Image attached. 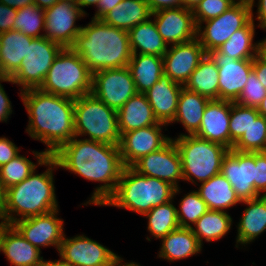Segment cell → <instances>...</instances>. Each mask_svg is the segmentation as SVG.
Listing matches in <instances>:
<instances>
[{
	"label": "cell",
	"mask_w": 266,
	"mask_h": 266,
	"mask_svg": "<svg viewBox=\"0 0 266 266\" xmlns=\"http://www.w3.org/2000/svg\"><path fill=\"white\" fill-rule=\"evenodd\" d=\"M123 258H119L116 262H115V264L113 265V266H141V265H139V264H137V263H135V262H126V263H122L123 262Z\"/></svg>",
	"instance_id": "60"
},
{
	"label": "cell",
	"mask_w": 266,
	"mask_h": 266,
	"mask_svg": "<svg viewBox=\"0 0 266 266\" xmlns=\"http://www.w3.org/2000/svg\"><path fill=\"white\" fill-rule=\"evenodd\" d=\"M118 129L120 135L129 131L158 124L151 105L143 93L132 96L117 111Z\"/></svg>",
	"instance_id": "25"
},
{
	"label": "cell",
	"mask_w": 266,
	"mask_h": 266,
	"mask_svg": "<svg viewBox=\"0 0 266 266\" xmlns=\"http://www.w3.org/2000/svg\"><path fill=\"white\" fill-rule=\"evenodd\" d=\"M62 49L61 45L48 40L45 36L34 38L28 45L26 57L21 61L19 69L10 77L13 84L21 86L20 92L39 88Z\"/></svg>",
	"instance_id": "9"
},
{
	"label": "cell",
	"mask_w": 266,
	"mask_h": 266,
	"mask_svg": "<svg viewBox=\"0 0 266 266\" xmlns=\"http://www.w3.org/2000/svg\"><path fill=\"white\" fill-rule=\"evenodd\" d=\"M215 62L219 72V100L235 102L248 81L253 69V59L236 60L211 50L207 53Z\"/></svg>",
	"instance_id": "18"
},
{
	"label": "cell",
	"mask_w": 266,
	"mask_h": 266,
	"mask_svg": "<svg viewBox=\"0 0 266 266\" xmlns=\"http://www.w3.org/2000/svg\"><path fill=\"white\" fill-rule=\"evenodd\" d=\"M184 87L209 100H219L218 67L208 54L191 73L190 79Z\"/></svg>",
	"instance_id": "33"
},
{
	"label": "cell",
	"mask_w": 266,
	"mask_h": 266,
	"mask_svg": "<svg viewBox=\"0 0 266 266\" xmlns=\"http://www.w3.org/2000/svg\"><path fill=\"white\" fill-rule=\"evenodd\" d=\"M57 1H64V2H72V3H76V0H57Z\"/></svg>",
	"instance_id": "62"
},
{
	"label": "cell",
	"mask_w": 266,
	"mask_h": 266,
	"mask_svg": "<svg viewBox=\"0 0 266 266\" xmlns=\"http://www.w3.org/2000/svg\"><path fill=\"white\" fill-rule=\"evenodd\" d=\"M262 152L266 153V144H265V147H264Z\"/></svg>",
	"instance_id": "64"
},
{
	"label": "cell",
	"mask_w": 266,
	"mask_h": 266,
	"mask_svg": "<svg viewBox=\"0 0 266 266\" xmlns=\"http://www.w3.org/2000/svg\"><path fill=\"white\" fill-rule=\"evenodd\" d=\"M2 82H13L10 77H0V122H7L13 110L11 105L12 103L1 84Z\"/></svg>",
	"instance_id": "47"
},
{
	"label": "cell",
	"mask_w": 266,
	"mask_h": 266,
	"mask_svg": "<svg viewBox=\"0 0 266 266\" xmlns=\"http://www.w3.org/2000/svg\"><path fill=\"white\" fill-rule=\"evenodd\" d=\"M17 9L11 8L0 2V33L14 29Z\"/></svg>",
	"instance_id": "45"
},
{
	"label": "cell",
	"mask_w": 266,
	"mask_h": 266,
	"mask_svg": "<svg viewBox=\"0 0 266 266\" xmlns=\"http://www.w3.org/2000/svg\"><path fill=\"white\" fill-rule=\"evenodd\" d=\"M196 191L206 202L208 210L224 211L241 203L232 185L221 173L201 183Z\"/></svg>",
	"instance_id": "28"
},
{
	"label": "cell",
	"mask_w": 266,
	"mask_h": 266,
	"mask_svg": "<svg viewBox=\"0 0 266 266\" xmlns=\"http://www.w3.org/2000/svg\"><path fill=\"white\" fill-rule=\"evenodd\" d=\"M226 211L208 210L196 221L195 228H191L202 246L203 239H205V242L217 241L229 232L233 222Z\"/></svg>",
	"instance_id": "34"
},
{
	"label": "cell",
	"mask_w": 266,
	"mask_h": 266,
	"mask_svg": "<svg viewBox=\"0 0 266 266\" xmlns=\"http://www.w3.org/2000/svg\"><path fill=\"white\" fill-rule=\"evenodd\" d=\"M253 70L255 71L260 83L266 89V63L260 61L257 57H255L253 59Z\"/></svg>",
	"instance_id": "50"
},
{
	"label": "cell",
	"mask_w": 266,
	"mask_h": 266,
	"mask_svg": "<svg viewBox=\"0 0 266 266\" xmlns=\"http://www.w3.org/2000/svg\"><path fill=\"white\" fill-rule=\"evenodd\" d=\"M206 54L197 38L190 42L170 45V49L168 48L163 56V74L169 76L173 82L185 86L191 73Z\"/></svg>",
	"instance_id": "20"
},
{
	"label": "cell",
	"mask_w": 266,
	"mask_h": 266,
	"mask_svg": "<svg viewBox=\"0 0 266 266\" xmlns=\"http://www.w3.org/2000/svg\"><path fill=\"white\" fill-rule=\"evenodd\" d=\"M180 190L161 179L142 175L132 167H124L115 192L102 206L124 208L143 216L153 207L171 201Z\"/></svg>",
	"instance_id": "5"
},
{
	"label": "cell",
	"mask_w": 266,
	"mask_h": 266,
	"mask_svg": "<svg viewBox=\"0 0 266 266\" xmlns=\"http://www.w3.org/2000/svg\"><path fill=\"white\" fill-rule=\"evenodd\" d=\"M33 2L34 5L38 6L42 10H46L57 3V0H33Z\"/></svg>",
	"instance_id": "55"
},
{
	"label": "cell",
	"mask_w": 266,
	"mask_h": 266,
	"mask_svg": "<svg viewBox=\"0 0 266 266\" xmlns=\"http://www.w3.org/2000/svg\"><path fill=\"white\" fill-rule=\"evenodd\" d=\"M265 97L266 89L260 83L255 71L252 69L243 91L235 102L245 107L258 108Z\"/></svg>",
	"instance_id": "43"
},
{
	"label": "cell",
	"mask_w": 266,
	"mask_h": 266,
	"mask_svg": "<svg viewBox=\"0 0 266 266\" xmlns=\"http://www.w3.org/2000/svg\"><path fill=\"white\" fill-rule=\"evenodd\" d=\"M33 39L14 29L1 33L0 77H11L19 69Z\"/></svg>",
	"instance_id": "26"
},
{
	"label": "cell",
	"mask_w": 266,
	"mask_h": 266,
	"mask_svg": "<svg viewBox=\"0 0 266 266\" xmlns=\"http://www.w3.org/2000/svg\"><path fill=\"white\" fill-rule=\"evenodd\" d=\"M75 136H88L87 140L119 146L121 135L118 129L117 111L108 107L92 93L75 99Z\"/></svg>",
	"instance_id": "8"
},
{
	"label": "cell",
	"mask_w": 266,
	"mask_h": 266,
	"mask_svg": "<svg viewBox=\"0 0 266 266\" xmlns=\"http://www.w3.org/2000/svg\"><path fill=\"white\" fill-rule=\"evenodd\" d=\"M255 168V152L231 149L223 157L220 173L232 185L241 201L262 196L255 190Z\"/></svg>",
	"instance_id": "13"
},
{
	"label": "cell",
	"mask_w": 266,
	"mask_h": 266,
	"mask_svg": "<svg viewBox=\"0 0 266 266\" xmlns=\"http://www.w3.org/2000/svg\"><path fill=\"white\" fill-rule=\"evenodd\" d=\"M151 15L146 0H122L102 20L110 26L129 31L147 21Z\"/></svg>",
	"instance_id": "30"
},
{
	"label": "cell",
	"mask_w": 266,
	"mask_h": 266,
	"mask_svg": "<svg viewBox=\"0 0 266 266\" xmlns=\"http://www.w3.org/2000/svg\"><path fill=\"white\" fill-rule=\"evenodd\" d=\"M1 47H2V44H1V33H0V51H1Z\"/></svg>",
	"instance_id": "63"
},
{
	"label": "cell",
	"mask_w": 266,
	"mask_h": 266,
	"mask_svg": "<svg viewBox=\"0 0 266 266\" xmlns=\"http://www.w3.org/2000/svg\"><path fill=\"white\" fill-rule=\"evenodd\" d=\"M257 108L245 107L230 101V150L233 144L247 131L250 126V116H259Z\"/></svg>",
	"instance_id": "41"
},
{
	"label": "cell",
	"mask_w": 266,
	"mask_h": 266,
	"mask_svg": "<svg viewBox=\"0 0 266 266\" xmlns=\"http://www.w3.org/2000/svg\"><path fill=\"white\" fill-rule=\"evenodd\" d=\"M51 156L56 160L58 167L86 180L104 183L95 188L91 198L83 205L102 206L115 192L124 168L119 146L77 139V136Z\"/></svg>",
	"instance_id": "1"
},
{
	"label": "cell",
	"mask_w": 266,
	"mask_h": 266,
	"mask_svg": "<svg viewBox=\"0 0 266 266\" xmlns=\"http://www.w3.org/2000/svg\"><path fill=\"white\" fill-rule=\"evenodd\" d=\"M260 115L266 118V97L261 101L260 105L257 108Z\"/></svg>",
	"instance_id": "59"
},
{
	"label": "cell",
	"mask_w": 266,
	"mask_h": 266,
	"mask_svg": "<svg viewBox=\"0 0 266 266\" xmlns=\"http://www.w3.org/2000/svg\"><path fill=\"white\" fill-rule=\"evenodd\" d=\"M93 74L103 69L128 66L132 57L128 31L91 19L71 47Z\"/></svg>",
	"instance_id": "3"
},
{
	"label": "cell",
	"mask_w": 266,
	"mask_h": 266,
	"mask_svg": "<svg viewBox=\"0 0 266 266\" xmlns=\"http://www.w3.org/2000/svg\"><path fill=\"white\" fill-rule=\"evenodd\" d=\"M152 13L170 8L181 7V0H146Z\"/></svg>",
	"instance_id": "48"
},
{
	"label": "cell",
	"mask_w": 266,
	"mask_h": 266,
	"mask_svg": "<svg viewBox=\"0 0 266 266\" xmlns=\"http://www.w3.org/2000/svg\"><path fill=\"white\" fill-rule=\"evenodd\" d=\"M100 0H76V4L77 6L80 8V10L87 15V13L83 10L84 7H88V6H96L97 3Z\"/></svg>",
	"instance_id": "56"
},
{
	"label": "cell",
	"mask_w": 266,
	"mask_h": 266,
	"mask_svg": "<svg viewBox=\"0 0 266 266\" xmlns=\"http://www.w3.org/2000/svg\"><path fill=\"white\" fill-rule=\"evenodd\" d=\"M236 2L235 0H201L193 10L196 26L220 16Z\"/></svg>",
	"instance_id": "42"
},
{
	"label": "cell",
	"mask_w": 266,
	"mask_h": 266,
	"mask_svg": "<svg viewBox=\"0 0 266 266\" xmlns=\"http://www.w3.org/2000/svg\"><path fill=\"white\" fill-rule=\"evenodd\" d=\"M236 1V0H235ZM237 2H247L250 3L251 5V19H253L254 14H253V7L255 5V1L254 0H237Z\"/></svg>",
	"instance_id": "61"
},
{
	"label": "cell",
	"mask_w": 266,
	"mask_h": 266,
	"mask_svg": "<svg viewBox=\"0 0 266 266\" xmlns=\"http://www.w3.org/2000/svg\"><path fill=\"white\" fill-rule=\"evenodd\" d=\"M37 159V164L19 154L8 163L0 167V179L5 189L24 181L37 166H43V161L48 157L45 151H32Z\"/></svg>",
	"instance_id": "36"
},
{
	"label": "cell",
	"mask_w": 266,
	"mask_h": 266,
	"mask_svg": "<svg viewBox=\"0 0 266 266\" xmlns=\"http://www.w3.org/2000/svg\"><path fill=\"white\" fill-rule=\"evenodd\" d=\"M131 167L142 175L168 182L175 189L183 180L181 157L172 139L160 150L141 157Z\"/></svg>",
	"instance_id": "15"
},
{
	"label": "cell",
	"mask_w": 266,
	"mask_h": 266,
	"mask_svg": "<svg viewBox=\"0 0 266 266\" xmlns=\"http://www.w3.org/2000/svg\"><path fill=\"white\" fill-rule=\"evenodd\" d=\"M0 2L15 9H20L25 6L34 4L33 0H0Z\"/></svg>",
	"instance_id": "52"
},
{
	"label": "cell",
	"mask_w": 266,
	"mask_h": 266,
	"mask_svg": "<svg viewBox=\"0 0 266 266\" xmlns=\"http://www.w3.org/2000/svg\"><path fill=\"white\" fill-rule=\"evenodd\" d=\"M171 139L181 157L183 181L198 185L196 182L203 183L220 174L222 160L228 153V148L186 133Z\"/></svg>",
	"instance_id": "6"
},
{
	"label": "cell",
	"mask_w": 266,
	"mask_h": 266,
	"mask_svg": "<svg viewBox=\"0 0 266 266\" xmlns=\"http://www.w3.org/2000/svg\"><path fill=\"white\" fill-rule=\"evenodd\" d=\"M257 5V18L255 20L259 21L258 27L266 31V0H258Z\"/></svg>",
	"instance_id": "51"
},
{
	"label": "cell",
	"mask_w": 266,
	"mask_h": 266,
	"mask_svg": "<svg viewBox=\"0 0 266 266\" xmlns=\"http://www.w3.org/2000/svg\"><path fill=\"white\" fill-rule=\"evenodd\" d=\"M255 165V190L266 196V153L255 152Z\"/></svg>",
	"instance_id": "44"
},
{
	"label": "cell",
	"mask_w": 266,
	"mask_h": 266,
	"mask_svg": "<svg viewBox=\"0 0 266 266\" xmlns=\"http://www.w3.org/2000/svg\"><path fill=\"white\" fill-rule=\"evenodd\" d=\"M209 101L206 97L183 87L178 98L177 112L171 123L180 122L187 131L186 135H195Z\"/></svg>",
	"instance_id": "29"
},
{
	"label": "cell",
	"mask_w": 266,
	"mask_h": 266,
	"mask_svg": "<svg viewBox=\"0 0 266 266\" xmlns=\"http://www.w3.org/2000/svg\"><path fill=\"white\" fill-rule=\"evenodd\" d=\"M156 28L167 45L182 44L197 38L193 11L185 7L163 9L152 13Z\"/></svg>",
	"instance_id": "19"
},
{
	"label": "cell",
	"mask_w": 266,
	"mask_h": 266,
	"mask_svg": "<svg viewBox=\"0 0 266 266\" xmlns=\"http://www.w3.org/2000/svg\"><path fill=\"white\" fill-rule=\"evenodd\" d=\"M19 95L29 117L26 132L32 139L45 143L48 156L75 136L74 99L39 88L23 90Z\"/></svg>",
	"instance_id": "2"
},
{
	"label": "cell",
	"mask_w": 266,
	"mask_h": 266,
	"mask_svg": "<svg viewBox=\"0 0 266 266\" xmlns=\"http://www.w3.org/2000/svg\"><path fill=\"white\" fill-rule=\"evenodd\" d=\"M250 20V3L236 2L220 16L201 22L197 26V39L206 53L217 50L234 32L243 28ZM204 23L205 26L202 25Z\"/></svg>",
	"instance_id": "10"
},
{
	"label": "cell",
	"mask_w": 266,
	"mask_h": 266,
	"mask_svg": "<svg viewBox=\"0 0 266 266\" xmlns=\"http://www.w3.org/2000/svg\"><path fill=\"white\" fill-rule=\"evenodd\" d=\"M0 251L12 266H39L41 250L28 242L11 224L0 222Z\"/></svg>",
	"instance_id": "22"
},
{
	"label": "cell",
	"mask_w": 266,
	"mask_h": 266,
	"mask_svg": "<svg viewBox=\"0 0 266 266\" xmlns=\"http://www.w3.org/2000/svg\"><path fill=\"white\" fill-rule=\"evenodd\" d=\"M248 205L237 224L236 247L246 246L266 231V196L242 200Z\"/></svg>",
	"instance_id": "24"
},
{
	"label": "cell",
	"mask_w": 266,
	"mask_h": 266,
	"mask_svg": "<svg viewBox=\"0 0 266 266\" xmlns=\"http://www.w3.org/2000/svg\"><path fill=\"white\" fill-rule=\"evenodd\" d=\"M166 124L159 122L156 125L135 129L121 136L119 148L124 167H131L141 157L156 152L165 146L171 138L162 134Z\"/></svg>",
	"instance_id": "17"
},
{
	"label": "cell",
	"mask_w": 266,
	"mask_h": 266,
	"mask_svg": "<svg viewBox=\"0 0 266 266\" xmlns=\"http://www.w3.org/2000/svg\"><path fill=\"white\" fill-rule=\"evenodd\" d=\"M121 1L122 0H100L96 5L97 11L93 16V19H102Z\"/></svg>",
	"instance_id": "49"
},
{
	"label": "cell",
	"mask_w": 266,
	"mask_h": 266,
	"mask_svg": "<svg viewBox=\"0 0 266 266\" xmlns=\"http://www.w3.org/2000/svg\"><path fill=\"white\" fill-rule=\"evenodd\" d=\"M39 89L75 100L91 93L92 73L78 53L72 48H63Z\"/></svg>",
	"instance_id": "7"
},
{
	"label": "cell",
	"mask_w": 266,
	"mask_h": 266,
	"mask_svg": "<svg viewBox=\"0 0 266 266\" xmlns=\"http://www.w3.org/2000/svg\"><path fill=\"white\" fill-rule=\"evenodd\" d=\"M201 0H181V7L194 10Z\"/></svg>",
	"instance_id": "58"
},
{
	"label": "cell",
	"mask_w": 266,
	"mask_h": 266,
	"mask_svg": "<svg viewBox=\"0 0 266 266\" xmlns=\"http://www.w3.org/2000/svg\"><path fill=\"white\" fill-rule=\"evenodd\" d=\"M39 266H76L74 264H70L69 262L64 261L61 257L59 260H42Z\"/></svg>",
	"instance_id": "54"
},
{
	"label": "cell",
	"mask_w": 266,
	"mask_h": 266,
	"mask_svg": "<svg viewBox=\"0 0 266 266\" xmlns=\"http://www.w3.org/2000/svg\"><path fill=\"white\" fill-rule=\"evenodd\" d=\"M176 211L179 226L192 228V225L208 211V208L206 202L199 196L198 192L193 190L184 195Z\"/></svg>",
	"instance_id": "40"
},
{
	"label": "cell",
	"mask_w": 266,
	"mask_h": 266,
	"mask_svg": "<svg viewBox=\"0 0 266 266\" xmlns=\"http://www.w3.org/2000/svg\"><path fill=\"white\" fill-rule=\"evenodd\" d=\"M20 149L8 138L0 137V167L19 155Z\"/></svg>",
	"instance_id": "46"
},
{
	"label": "cell",
	"mask_w": 266,
	"mask_h": 266,
	"mask_svg": "<svg viewBox=\"0 0 266 266\" xmlns=\"http://www.w3.org/2000/svg\"><path fill=\"white\" fill-rule=\"evenodd\" d=\"M58 253L64 261L76 266H113L120 258L106 246L85 235L72 238L64 236Z\"/></svg>",
	"instance_id": "14"
},
{
	"label": "cell",
	"mask_w": 266,
	"mask_h": 266,
	"mask_svg": "<svg viewBox=\"0 0 266 266\" xmlns=\"http://www.w3.org/2000/svg\"><path fill=\"white\" fill-rule=\"evenodd\" d=\"M43 165L48 166L43 173L36 174L35 169L24 181L6 189L2 223L12 225L17 220L58 209L53 170L59 167L52 156Z\"/></svg>",
	"instance_id": "4"
},
{
	"label": "cell",
	"mask_w": 266,
	"mask_h": 266,
	"mask_svg": "<svg viewBox=\"0 0 266 266\" xmlns=\"http://www.w3.org/2000/svg\"><path fill=\"white\" fill-rule=\"evenodd\" d=\"M183 87V85L173 82L169 76L163 74L144 93L158 122L168 126L174 120L177 112L179 94Z\"/></svg>",
	"instance_id": "23"
},
{
	"label": "cell",
	"mask_w": 266,
	"mask_h": 266,
	"mask_svg": "<svg viewBox=\"0 0 266 266\" xmlns=\"http://www.w3.org/2000/svg\"><path fill=\"white\" fill-rule=\"evenodd\" d=\"M230 101L210 100L195 136L221 144L230 150Z\"/></svg>",
	"instance_id": "21"
},
{
	"label": "cell",
	"mask_w": 266,
	"mask_h": 266,
	"mask_svg": "<svg viewBox=\"0 0 266 266\" xmlns=\"http://www.w3.org/2000/svg\"><path fill=\"white\" fill-rule=\"evenodd\" d=\"M44 36L63 48H71L82 26H76L77 19L86 16L76 3L57 1L52 7L44 10Z\"/></svg>",
	"instance_id": "12"
},
{
	"label": "cell",
	"mask_w": 266,
	"mask_h": 266,
	"mask_svg": "<svg viewBox=\"0 0 266 266\" xmlns=\"http://www.w3.org/2000/svg\"><path fill=\"white\" fill-rule=\"evenodd\" d=\"M172 202L173 200L153 207L143 215L148 219V231L156 239H161L169 232L180 227L177 218V208Z\"/></svg>",
	"instance_id": "37"
},
{
	"label": "cell",
	"mask_w": 266,
	"mask_h": 266,
	"mask_svg": "<svg viewBox=\"0 0 266 266\" xmlns=\"http://www.w3.org/2000/svg\"><path fill=\"white\" fill-rule=\"evenodd\" d=\"M138 93L147 92L163 75V57L132 54L128 63Z\"/></svg>",
	"instance_id": "32"
},
{
	"label": "cell",
	"mask_w": 266,
	"mask_h": 266,
	"mask_svg": "<svg viewBox=\"0 0 266 266\" xmlns=\"http://www.w3.org/2000/svg\"><path fill=\"white\" fill-rule=\"evenodd\" d=\"M5 194H6V189L4 188L2 181L0 179V220H1V223H2V218H3L4 204H5Z\"/></svg>",
	"instance_id": "57"
},
{
	"label": "cell",
	"mask_w": 266,
	"mask_h": 266,
	"mask_svg": "<svg viewBox=\"0 0 266 266\" xmlns=\"http://www.w3.org/2000/svg\"><path fill=\"white\" fill-rule=\"evenodd\" d=\"M162 246L158 258L170 262L185 259L202 251V245L191 228L179 227L161 238Z\"/></svg>",
	"instance_id": "27"
},
{
	"label": "cell",
	"mask_w": 266,
	"mask_h": 266,
	"mask_svg": "<svg viewBox=\"0 0 266 266\" xmlns=\"http://www.w3.org/2000/svg\"><path fill=\"white\" fill-rule=\"evenodd\" d=\"M132 54H149L163 57L168 45L159 34L154 20L136 25L128 31Z\"/></svg>",
	"instance_id": "31"
},
{
	"label": "cell",
	"mask_w": 266,
	"mask_h": 266,
	"mask_svg": "<svg viewBox=\"0 0 266 266\" xmlns=\"http://www.w3.org/2000/svg\"><path fill=\"white\" fill-rule=\"evenodd\" d=\"M14 30L32 38L44 37V34H40L41 30H45L44 10L34 4L17 9Z\"/></svg>",
	"instance_id": "39"
},
{
	"label": "cell",
	"mask_w": 266,
	"mask_h": 266,
	"mask_svg": "<svg viewBox=\"0 0 266 266\" xmlns=\"http://www.w3.org/2000/svg\"><path fill=\"white\" fill-rule=\"evenodd\" d=\"M266 144V118L262 115L250 116L247 131L233 144L239 152H262Z\"/></svg>",
	"instance_id": "38"
},
{
	"label": "cell",
	"mask_w": 266,
	"mask_h": 266,
	"mask_svg": "<svg viewBox=\"0 0 266 266\" xmlns=\"http://www.w3.org/2000/svg\"><path fill=\"white\" fill-rule=\"evenodd\" d=\"M58 211L56 209L46 214L17 220L12 225L39 250L40 247L55 246L58 251L65 236L64 220L57 217Z\"/></svg>",
	"instance_id": "16"
},
{
	"label": "cell",
	"mask_w": 266,
	"mask_h": 266,
	"mask_svg": "<svg viewBox=\"0 0 266 266\" xmlns=\"http://www.w3.org/2000/svg\"><path fill=\"white\" fill-rule=\"evenodd\" d=\"M254 36L255 23L254 19H251L243 28L234 32L217 51L236 60L254 59L257 55V43H253Z\"/></svg>",
	"instance_id": "35"
},
{
	"label": "cell",
	"mask_w": 266,
	"mask_h": 266,
	"mask_svg": "<svg viewBox=\"0 0 266 266\" xmlns=\"http://www.w3.org/2000/svg\"><path fill=\"white\" fill-rule=\"evenodd\" d=\"M256 57L266 63V38L257 42V55Z\"/></svg>",
	"instance_id": "53"
},
{
	"label": "cell",
	"mask_w": 266,
	"mask_h": 266,
	"mask_svg": "<svg viewBox=\"0 0 266 266\" xmlns=\"http://www.w3.org/2000/svg\"><path fill=\"white\" fill-rule=\"evenodd\" d=\"M91 93L111 109L118 111L138 92L131 71L126 67L103 69L92 74Z\"/></svg>",
	"instance_id": "11"
}]
</instances>
